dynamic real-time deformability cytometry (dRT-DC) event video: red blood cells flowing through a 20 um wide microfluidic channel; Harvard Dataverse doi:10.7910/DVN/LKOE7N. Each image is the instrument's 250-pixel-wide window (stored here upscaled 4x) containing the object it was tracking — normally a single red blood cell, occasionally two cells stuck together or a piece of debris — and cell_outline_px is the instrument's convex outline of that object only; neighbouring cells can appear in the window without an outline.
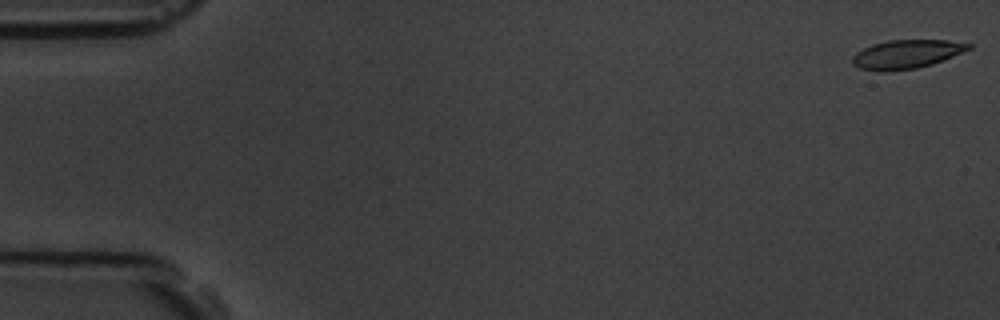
{"species": "common noctule bat (a hibernating species)", "species_latin": "Nyctalus noctula", "temperature_condition": "room temperature", "stored_images_in_passage": 6, "camera_frame_rate_fps": 3000, "um_per_image_px": 0.085, "animal": {"sex": "male", "body_mass_g": 19.5, "forearm_length_mm": 54.6}, "frame": {"image": 1, "passage_image": 1, "time_ms": 0.0, "image_size_px": [1000, 320], "cell_outline_px": [[972, 48], [932, 64], [916, 68], [884, 72], [880, 72], [860, 68], [852, 64], [852, 56], [856, 52], [872, 44], [888, 40], [948, 40], [972, 44]], "centroid_in_image_um": [77.02, 4.6], "position_along_channel_um": 8.0, "area_um2": 19.42}}